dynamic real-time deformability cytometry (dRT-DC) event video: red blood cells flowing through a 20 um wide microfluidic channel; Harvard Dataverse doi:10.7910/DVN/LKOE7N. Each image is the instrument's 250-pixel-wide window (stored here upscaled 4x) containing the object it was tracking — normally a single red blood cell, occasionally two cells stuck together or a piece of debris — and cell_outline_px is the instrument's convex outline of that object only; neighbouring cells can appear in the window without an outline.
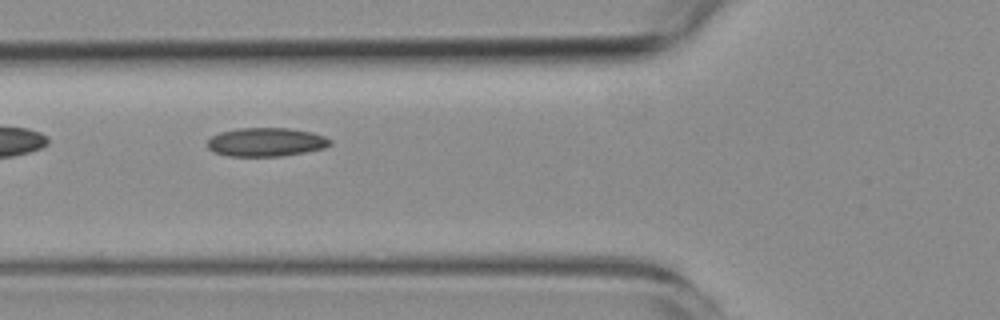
{"species": "common noctule bat (a hibernating species)", "species_latin": "Nyctalus noctula", "temperature_condition": "room temperature", "stored_images_in_passage": 6, "camera_frame_rate_fps": 3000, "um_per_image_px": 0.085, "animal": {"sex": "female", "body_mass_g": 19.3, "forearm_length_mm": 54.1}, "frame": {"image": 1, "passage_image": 5, "time_ms": 5.667, "image_size_px": [1000, 320], "cell_outline_px": [[332, 144], [324, 148], [304, 152], [280, 156], [228, 156], [212, 152], [208, 148], [208, 140], [212, 136], [220, 132], [240, 128], [288, 128], [312, 132], [324, 136], [332, 140]], "centroid_in_image_um": [22.61, 12.08], "position_along_channel_um": 103.2, "area_um2": 20.52}}
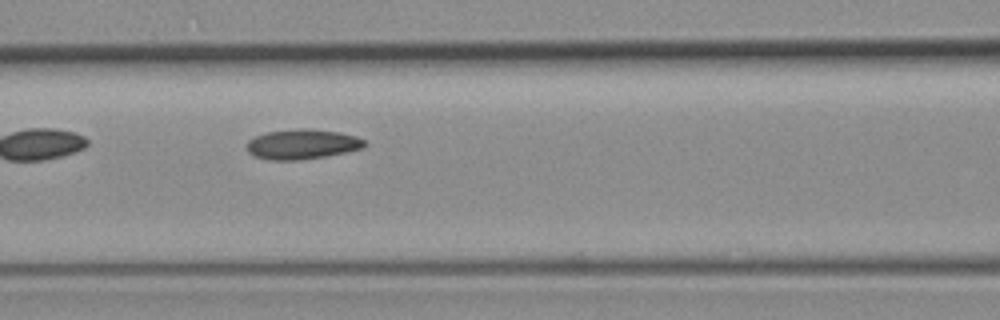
{"frame": {"image": 2, "passage_image": 6, "time_ms": 6.667, "image_size_px": [1000, 320], "cell_outline_px": [[368, 144], [364, 148], [348, 152], [300, 160], [268, 160], [256, 156], [248, 152], [248, 140], [256, 136], [268, 132], [304, 128], [308, 128], [340, 132], [356, 136], [364, 140]], "centroid_in_image_um": [25.74, 12.26], "position_along_channel_um": 140.9, "area_um2": 20.52}}